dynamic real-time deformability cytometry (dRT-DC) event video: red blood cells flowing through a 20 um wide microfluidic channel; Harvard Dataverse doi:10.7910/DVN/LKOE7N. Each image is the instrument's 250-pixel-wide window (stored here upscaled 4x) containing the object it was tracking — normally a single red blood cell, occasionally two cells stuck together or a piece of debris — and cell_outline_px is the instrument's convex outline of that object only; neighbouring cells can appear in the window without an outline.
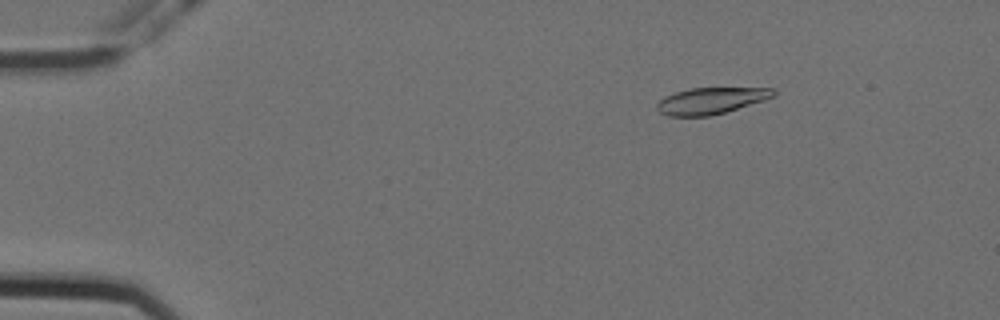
{"species": "Egyptian fruit bat (a non-hibernating species)", "species_latin": "Rousettus aegyptiacus", "temperature_condition": "cold", "stored_images_in_passage": 51, "camera_frame_rate_fps": 3000, "um_per_image_px": 0.085, "animal": {"sex": "female"}, "frame": {"image": 1, "passage_image": 2, "time_ms": 0.333, "image_size_px": [1000, 320], "cell_outline_px": [[776, 92], [772, 96], [764, 100], [724, 112], [708, 116], [668, 116], [660, 112], [656, 108], [656, 104], [664, 96], [676, 92], [692, 88], [776, 88]], "centroid_in_image_um": [60.4, 8.56], "position_along_channel_um": 24.6, "area_um2": 17.74}}
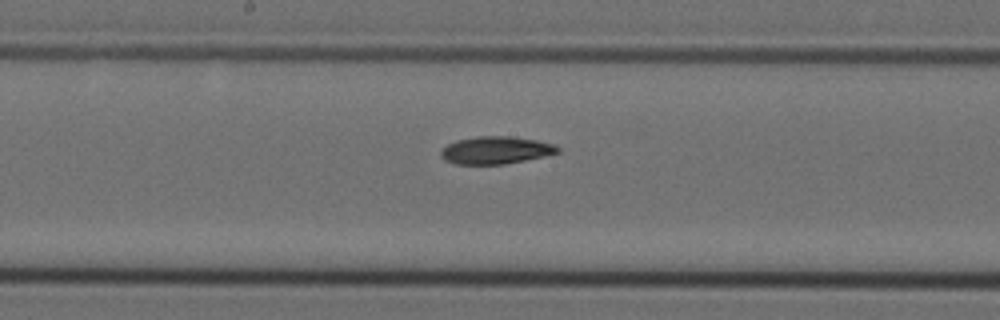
{"frame": {"image": 2, "passage_image": 24, "time_ms": 7.667, "image_size_px": [1000, 320], "cell_outline_px": [[560, 152], [544, 156], [504, 164], [456, 164], [444, 160], [440, 156], [440, 152], [448, 144], [456, 140], [476, 136], [512, 136], [536, 140], [556, 144], [560, 148]], "centroid_in_image_um": [42.15, 12.76], "position_along_channel_um": 206.1, "area_um2": 18.79}}
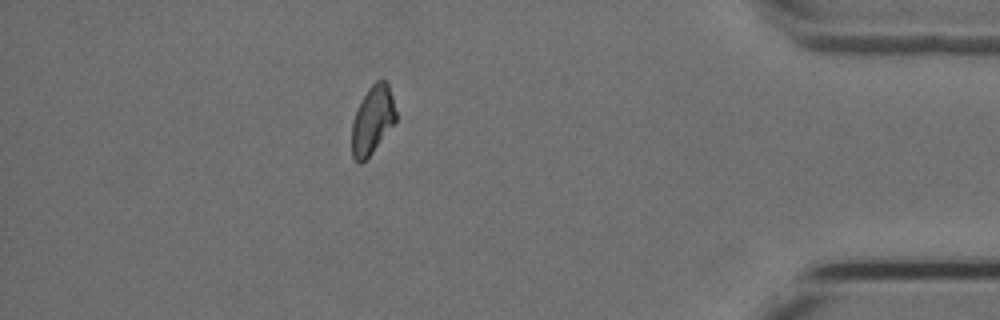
{"frame": {"image": 3, "passage_image": 44, "time_ms": 14.333, "image_size_px": [1000, 320], "cell_outline_px": [[396, 120], [372, 152], [360, 164], [356, 164], [352, 156], [352, 124], [356, 112], [368, 88], [376, 80], [388, 80], [396, 112]], "centroid_in_image_um": [31.66, 10.19], "position_along_channel_um": 403.5, "area_um2": 17.22}, "authors_computed_cell_mechanics": {"area_um2": 18.6694, "velocity_mm_per_s": 3.5597, "shape_relaxation_time_tau1_ms": 8.3282, "shape_relaxation_time_tau2_ms": 7.7758, "deformation_change_tau1": 0.1867, "deformation_change_tau2": 0.1242}}